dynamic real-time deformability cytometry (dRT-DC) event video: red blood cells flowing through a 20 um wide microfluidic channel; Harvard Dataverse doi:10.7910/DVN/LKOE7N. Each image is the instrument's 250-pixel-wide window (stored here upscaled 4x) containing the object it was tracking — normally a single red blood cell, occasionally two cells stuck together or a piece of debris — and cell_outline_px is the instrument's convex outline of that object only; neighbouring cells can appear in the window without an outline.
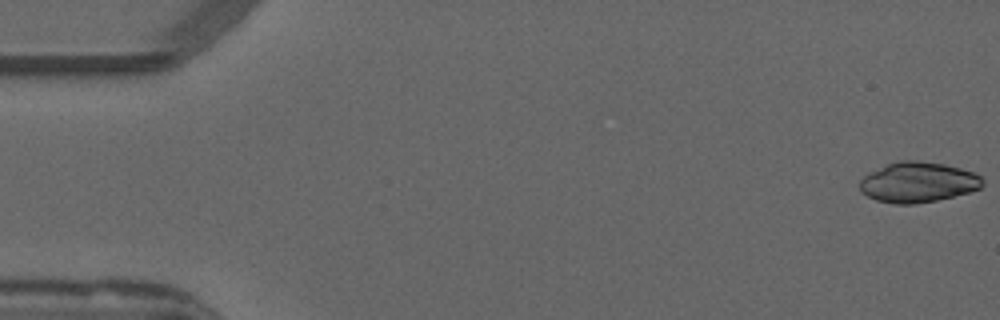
{"species": "common noctule bat (a hibernating species)", "species_latin": "Nyctalus noctula", "temperature_condition": "warm", "stored_images_in_passage": 53, "camera_frame_rate_fps": 3000, "um_per_image_px": 0.085, "animal": {"sex": "male", "forearm_length_mm": 52.5}, "frame": {"image": 1, "passage_image": 1, "time_ms": 0.0, "image_size_px": [1000, 320], "cell_outline_px": [[984, 184], [980, 188], [968, 192], [936, 200], [916, 204], [896, 204], [876, 200], [860, 192], [860, 180], [868, 172], [888, 164], [900, 160], [916, 160], [944, 164], [960, 168], [972, 172], [980, 176], [984, 180]], "centroid_in_image_um": [78.01, 15.49], "position_along_channel_um": 7.0, "area_um2": 28.78}}